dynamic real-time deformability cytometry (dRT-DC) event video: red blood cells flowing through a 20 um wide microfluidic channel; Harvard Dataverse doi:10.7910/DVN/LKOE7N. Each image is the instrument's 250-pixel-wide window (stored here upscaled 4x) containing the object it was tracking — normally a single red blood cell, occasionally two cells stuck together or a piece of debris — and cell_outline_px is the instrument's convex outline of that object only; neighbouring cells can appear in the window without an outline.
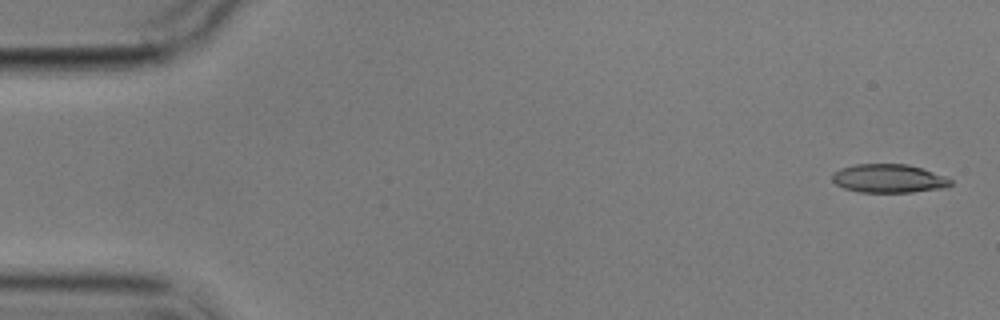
{"species": "common noctule bat (a hibernating species)", "species_latin": "Nyctalus noctula", "temperature_condition": "cold", "stored_images_in_passage": 4, "camera_frame_rate_fps": 3000, "um_per_image_px": 0.085, "animal": {"sex": "male", "body_mass_g": 17.9}, "frame": {"image": 1, "passage_image": 1, "time_ms": 0.0, "image_size_px": [1000, 320], "cell_outline_px": [[952, 184], [948, 188], [912, 192], [860, 192], [844, 188], [836, 184], [832, 180], [832, 172], [840, 168], [856, 164], [908, 164], [944, 176], [952, 180]], "centroid_in_image_um": [75.54, 15.17], "position_along_channel_um": 9.5, "area_um2": 19.77}}